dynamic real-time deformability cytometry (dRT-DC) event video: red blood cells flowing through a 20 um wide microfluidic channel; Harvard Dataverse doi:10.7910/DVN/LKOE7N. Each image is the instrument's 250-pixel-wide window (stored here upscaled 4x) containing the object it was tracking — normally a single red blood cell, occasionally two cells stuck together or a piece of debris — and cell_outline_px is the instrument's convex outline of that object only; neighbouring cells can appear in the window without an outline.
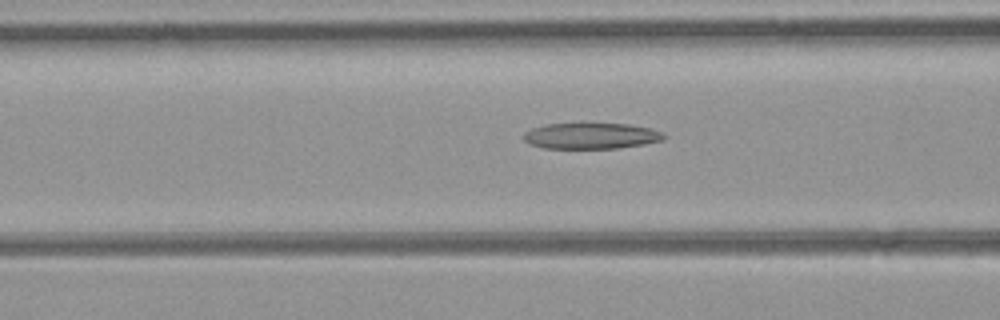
{"species": "common noctule bat (a hibernating species)", "species_latin": "Nyctalus noctula", "temperature_condition": "room temperature", "stored_images_in_passage": 33, "camera_frame_rate_fps": 3000, "um_per_image_px": 0.085, "animal": {"sex": "female", "body_mass_g": 21.9}, "frame": {"image": 1, "passage_image": 14, "time_ms": 4.333, "image_size_px": [1000, 320], "cell_outline_px": [[668, 136], [664, 140], [644, 144], [620, 148], [544, 148], [528, 144], [524, 140], [524, 132], [532, 128], [544, 124], [628, 124], [648, 128], [664, 132]], "centroid_in_image_um": [50.26, 11.56], "position_along_channel_um": 116.3, "area_um2": 21.27}}
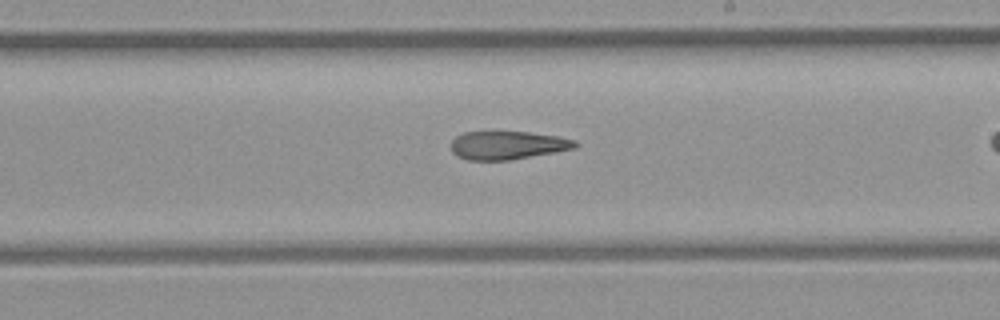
{"frame": {"image": 2, "passage_image": 23, "time_ms": 7.333, "image_size_px": [1000, 320], "cell_outline_px": [[580, 144], [576, 148], [508, 160], [468, 160], [456, 156], [452, 152], [452, 140], [456, 136], [464, 132], [492, 128], [528, 132], [556, 136], [576, 140]], "centroid_in_image_um": [43.09, 12.29], "position_along_channel_um": 245.9, "area_um2": 21.27}}
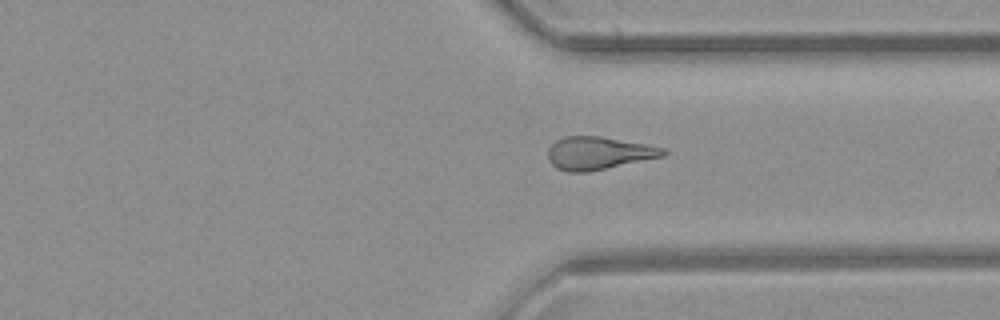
{"frame": {"image": 3, "passage_image": 31, "time_ms": 10.0, "image_size_px": [1000, 320], "cell_outline_px": [[668, 152], [664, 156], [588, 172], [564, 172], [556, 168], [548, 160], [548, 148], [556, 140], [564, 136], [600, 136], [648, 144], [664, 148]], "centroid_in_image_um": [50.86, 13.01], "position_along_channel_um": 360.5, "area_um2": 22.2}}